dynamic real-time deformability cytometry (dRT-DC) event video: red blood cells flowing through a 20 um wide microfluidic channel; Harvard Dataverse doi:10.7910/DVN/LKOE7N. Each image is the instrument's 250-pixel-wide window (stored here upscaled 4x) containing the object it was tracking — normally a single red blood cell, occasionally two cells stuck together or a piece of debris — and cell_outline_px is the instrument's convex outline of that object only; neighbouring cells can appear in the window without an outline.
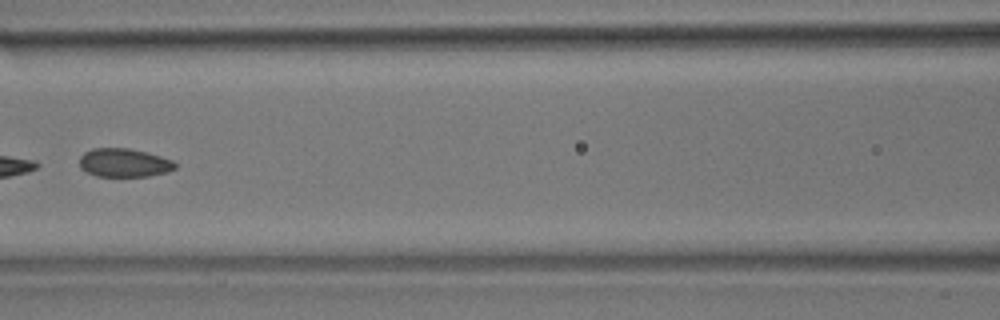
{"species": "common noctule bat (a hibernating species)", "species_latin": "Nyctalus noctula", "temperature_condition": "room temperature", "stored_images_in_passage": 9, "camera_frame_rate_fps": 3000, "um_per_image_px": 0.085, "animal": {"sex": "male", "body_mass_g": 17.9}, "frame": {"image": 1, "passage_image": 7, "time_ms": 7.333, "image_size_px": [1000, 320], "cell_outline_px": [[176, 168], [168, 172], [148, 176], [96, 176], [80, 168], [80, 156], [84, 152], [92, 148], [128, 148], [148, 152], [172, 160], [176, 164]], "centroid_in_image_um": [10.55, 13.83], "position_along_channel_um": 156.1, "area_um2": 15.95}}